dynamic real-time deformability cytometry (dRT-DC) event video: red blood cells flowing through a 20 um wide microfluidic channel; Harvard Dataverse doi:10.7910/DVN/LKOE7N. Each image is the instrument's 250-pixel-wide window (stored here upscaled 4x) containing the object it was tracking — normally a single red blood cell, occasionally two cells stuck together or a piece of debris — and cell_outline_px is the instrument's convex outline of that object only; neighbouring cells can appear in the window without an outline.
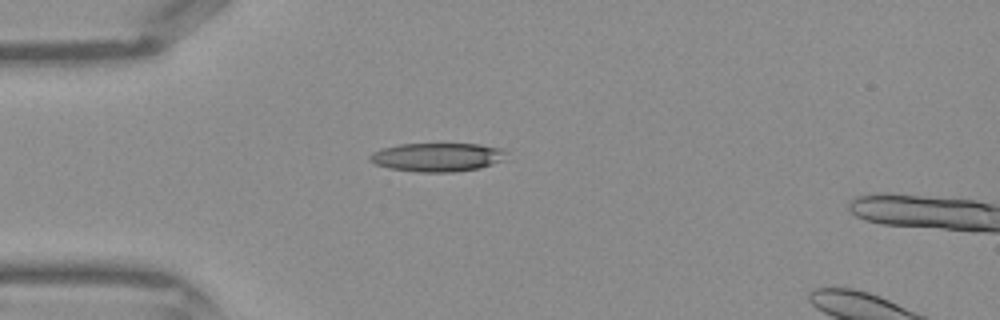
{"species": "Egyptian fruit bat (a non-hibernating species)", "species_latin": "Rousettus aegyptiacus", "temperature_condition": "warm", "stored_images_in_passage": 3, "camera_frame_rate_fps": 3000, "um_per_image_px": 0.085, "frame": {"image": 1, "passage_image": 1, "time_ms": 0.0, "image_size_px": [1000, 320], "cell_outline_px": [[508, 160], [480, 168], [452, 172], [420, 172], [388, 168], [376, 164], [368, 160], [368, 156], [372, 152], [380, 148], [400, 144], [480, 144], [504, 148], [508, 152]], "centroid_in_image_um": [37.24, 13.35], "position_along_channel_um": 47.8, "area_um2": 23.29}}